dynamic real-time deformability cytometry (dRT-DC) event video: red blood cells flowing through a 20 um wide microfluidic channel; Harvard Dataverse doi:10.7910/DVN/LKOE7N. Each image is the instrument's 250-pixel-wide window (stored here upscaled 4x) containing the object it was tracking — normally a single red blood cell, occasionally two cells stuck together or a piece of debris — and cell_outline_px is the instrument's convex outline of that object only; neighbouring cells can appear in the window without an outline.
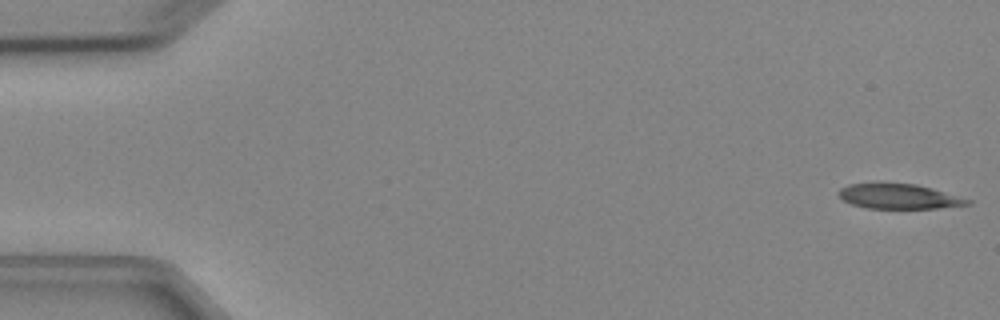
{"species": "Egyptian fruit bat (a non-hibernating species)", "species_latin": "Rousettus aegyptiacus", "temperature_condition": "cold", "stored_images_in_passage": 4, "camera_frame_rate_fps": 3000, "um_per_image_px": 0.085, "animal": {"sex": "female"}, "frame": {"image": 1, "passage_image": 1, "time_ms": 0.0, "image_size_px": [1000, 320], "cell_outline_px": [[972, 204], [940, 208], [864, 208], [852, 204], [844, 200], [836, 192], [840, 188], [848, 184], [916, 184], [932, 188], [972, 200]], "centroid_in_image_um": [76.42, 16.71], "position_along_channel_um": 8.6, "area_um2": 18.5}}
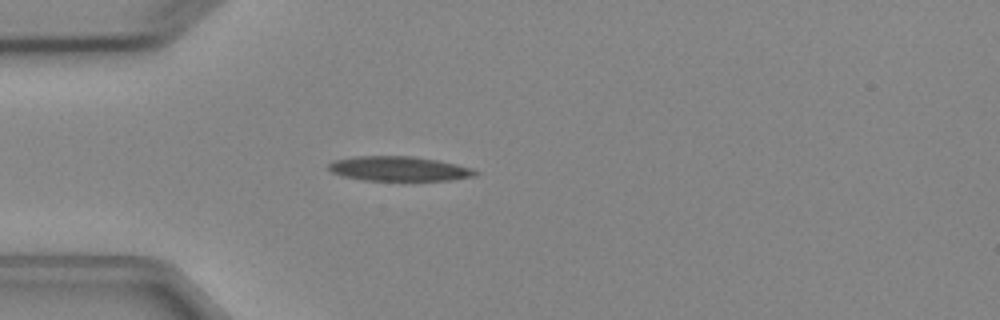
{"frame": {"image": 2, "passage_image": 4, "time_ms": 4.333, "image_size_px": [1000, 320], "cell_outline_px": [[480, 172], [476, 176], [452, 180], [364, 180], [344, 176], [332, 172], [328, 168], [328, 164], [332, 160], [352, 156], [412, 156], [436, 160], [456, 164], [472, 168]], "centroid_in_image_um": [33.91, 14.33], "position_along_channel_um": 51.1, "area_um2": 21.1}}